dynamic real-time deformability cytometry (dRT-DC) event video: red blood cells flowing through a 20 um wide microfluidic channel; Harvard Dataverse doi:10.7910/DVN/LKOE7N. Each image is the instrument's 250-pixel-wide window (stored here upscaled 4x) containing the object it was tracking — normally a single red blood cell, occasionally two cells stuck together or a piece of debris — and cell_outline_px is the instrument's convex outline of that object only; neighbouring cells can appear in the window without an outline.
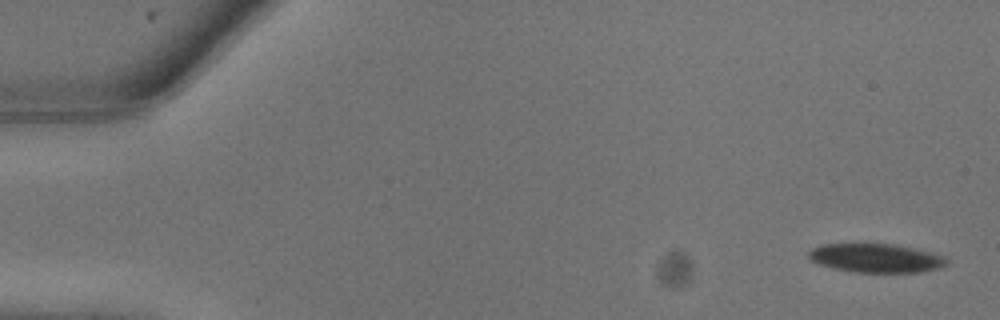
{"species": "common noctule bat (a hibernating species)", "species_latin": "Nyctalus noctula", "temperature_condition": "warm", "stored_images_in_passage": 9, "camera_frame_rate_fps": 3000, "um_per_image_px": 0.085, "animal": {"sex": "male", "body_mass_g": 13.3}, "frame": {"image": 1, "passage_image": 1, "time_ms": 0.0, "image_size_px": [1000, 320], "cell_outline_px": [[948, 264], [940, 268], [920, 272], [852, 272], [832, 268], [820, 264], [812, 260], [808, 256], [808, 252], [812, 248], [820, 244], [896, 244], [916, 248], [932, 252], [944, 256], [948, 260]], "centroid_in_image_um": [74.49, 21.93], "position_along_channel_um": 10.5, "area_um2": 23.35}}
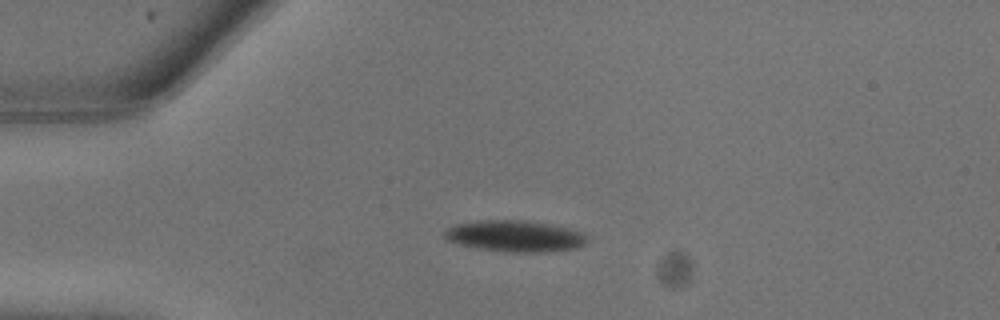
{"frame": {"image": 2, "passage_image": 6, "time_ms": 1.667, "image_size_px": [1000, 320], "cell_outline_px": [[588, 240], [584, 244], [576, 248], [548, 252], [504, 252], [480, 248], [460, 244], [448, 240], [444, 236], [444, 232], [448, 228], [456, 224], [480, 220], [524, 220], [548, 224], [568, 228], [584, 232], [588, 236]], "centroid_in_image_um": [43.82, 20.07], "position_along_channel_um": 41.2, "area_um2": 26.01}}